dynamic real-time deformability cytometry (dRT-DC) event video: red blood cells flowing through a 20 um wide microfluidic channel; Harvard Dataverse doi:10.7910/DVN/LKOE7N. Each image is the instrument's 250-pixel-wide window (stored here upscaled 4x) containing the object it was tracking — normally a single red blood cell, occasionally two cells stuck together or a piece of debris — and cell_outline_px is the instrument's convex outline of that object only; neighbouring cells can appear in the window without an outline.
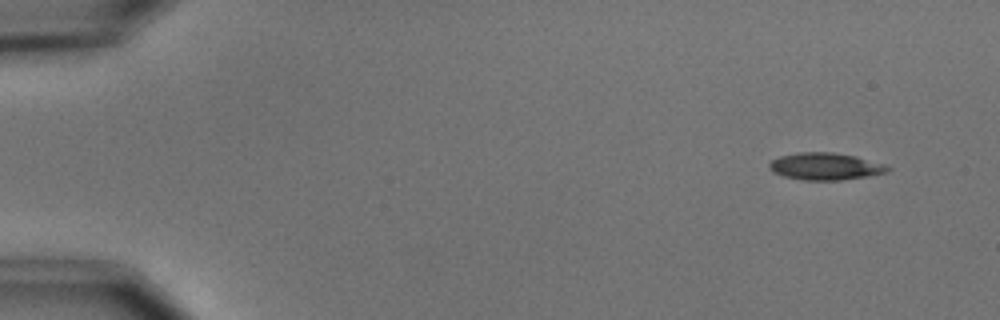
{"species": "common noctule bat (a hibernating species)", "species_latin": "Nyctalus noctula", "temperature_condition": "cold", "stored_images_in_passage": 8, "camera_frame_rate_fps": 3000, "um_per_image_px": 0.085, "animal": {"sex": "male", "body_mass_g": 15.6}, "frame": {"image": 1, "passage_image": 1, "time_ms": 0.0, "image_size_px": [1000, 320], "cell_outline_px": [[892, 168], [888, 172], [840, 180], [804, 180], [784, 176], [772, 172], [768, 168], [768, 164], [772, 160], [780, 156], [800, 152], [832, 152], [856, 156], [884, 164]], "centroid_in_image_um": [70.13, 14.13], "position_along_channel_um": 14.9, "area_um2": 18.61}}
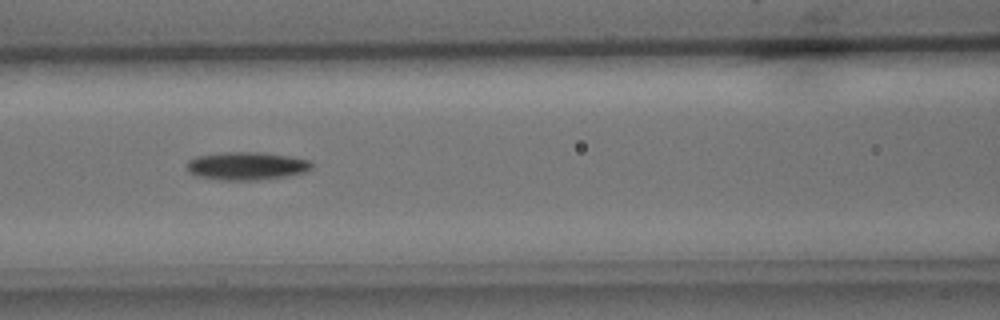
{"frame": {"image": 2, "passage_image": 7, "time_ms": 6.667, "image_size_px": [1000, 320], "cell_outline_px": [[316, 164], [312, 168], [304, 172], [284, 176], [256, 180], [224, 180], [200, 176], [188, 172], [188, 160], [196, 156], [224, 152], [260, 152], [288, 156], [312, 160]], "centroid_in_image_um": [21.01, 14.09], "position_along_channel_um": 145.6, "area_um2": 20.29}}
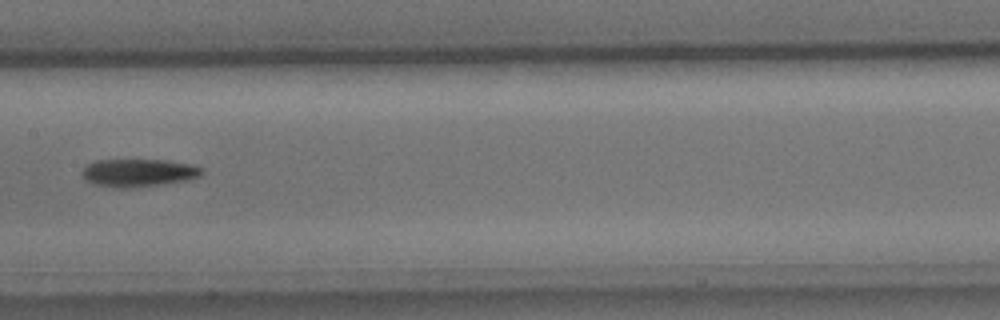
{"frame": {"image": 3, "passage_image": 8, "time_ms": 8.0, "image_size_px": [1000, 320], "cell_outline_px": [[204, 172], [200, 176], [188, 180], [164, 184], [136, 188], [120, 188], [96, 184], [88, 180], [80, 172], [88, 164], [96, 160], [168, 160], [192, 164], [204, 168]], "centroid_in_image_um": [11.85, 14.68], "position_along_channel_um": 195.6, "area_um2": 19.54}}